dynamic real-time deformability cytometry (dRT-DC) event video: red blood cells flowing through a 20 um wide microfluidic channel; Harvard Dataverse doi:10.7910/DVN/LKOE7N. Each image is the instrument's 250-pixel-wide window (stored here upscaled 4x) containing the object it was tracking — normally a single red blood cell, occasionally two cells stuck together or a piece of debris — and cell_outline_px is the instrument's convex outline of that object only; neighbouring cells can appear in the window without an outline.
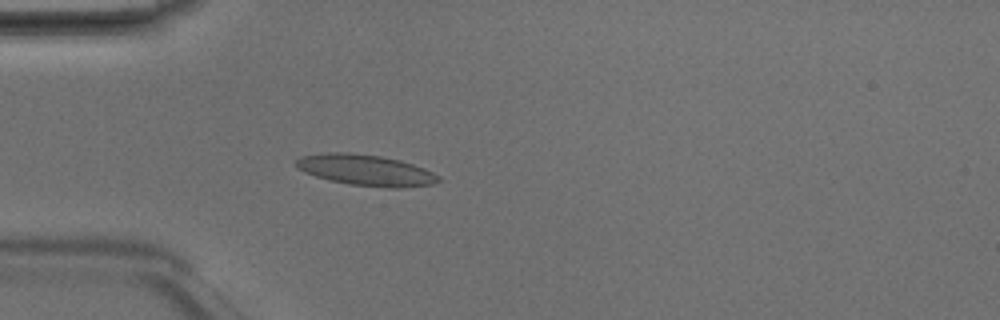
{"species": "Egyptian fruit bat (a non-hibernating species)", "species_latin": "Rousettus aegyptiacus", "temperature_condition": "room temperature", "stored_images_in_passage": 4, "camera_frame_rate_fps": 3000, "um_per_image_px": 0.085, "animal": {"sex": "male"}, "frame": {"image": 1, "passage_image": 4, "time_ms": 1.0, "image_size_px": [1000, 320], "cell_outline_px": [[440, 180], [432, 184], [404, 188], [388, 188], [352, 184], [332, 180], [316, 176], [304, 172], [296, 168], [296, 160], [300, 156], [324, 152], [348, 152], [380, 156], [400, 160], [424, 168], [440, 176]], "centroid_in_image_um": [31.09, 14.45], "position_along_channel_um": 53.9, "area_um2": 25.66}}